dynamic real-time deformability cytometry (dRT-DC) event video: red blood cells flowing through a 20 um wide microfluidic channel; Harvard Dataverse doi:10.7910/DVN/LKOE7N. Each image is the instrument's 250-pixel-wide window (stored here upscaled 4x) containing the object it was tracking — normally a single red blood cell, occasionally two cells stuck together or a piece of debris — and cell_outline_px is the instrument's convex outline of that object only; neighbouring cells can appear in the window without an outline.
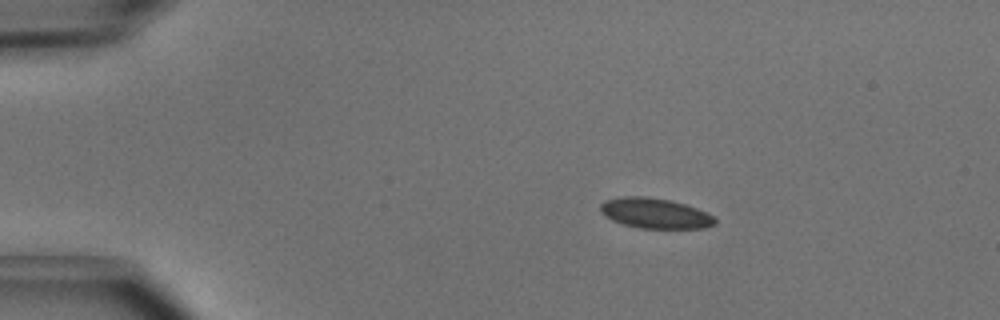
{"species": "common noctule bat (a hibernating species)", "species_latin": "Nyctalus noctula", "temperature_condition": "cold", "stored_images_in_passage": 4, "camera_frame_rate_fps": 3000, "um_per_image_px": 0.085, "animal": {"sex": "male", "body_mass_g": 15.6}, "frame": {"image": 1, "passage_image": 1, "time_ms": 0.0, "image_size_px": [1000, 320], "cell_outline_px": [[716, 224], [704, 228], [640, 228], [624, 224], [612, 220], [604, 216], [600, 212], [600, 204], [604, 200], [620, 196], [648, 196], [672, 200], [696, 208], [712, 216], [716, 220]], "centroid_in_image_um": [55.63, 18.11], "position_along_channel_um": 29.4, "area_um2": 20.29}}
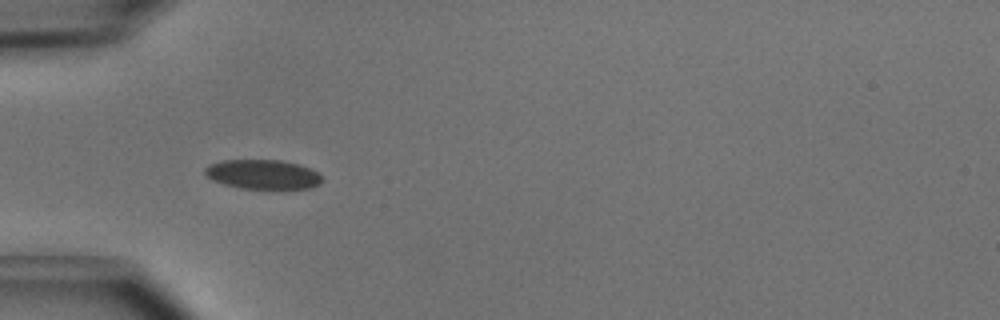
{"frame": {"image": 2, "passage_image": 3, "time_ms": 0.667, "image_size_px": [1000, 320], "cell_outline_px": [[324, 180], [320, 184], [308, 188], [240, 188], [224, 184], [212, 180], [204, 172], [204, 168], [208, 164], [224, 160], [280, 160], [300, 164], [320, 172], [324, 176]], "centroid_in_image_um": [22.39, 14.81], "position_along_channel_um": 62.6, "area_um2": 20.23}}